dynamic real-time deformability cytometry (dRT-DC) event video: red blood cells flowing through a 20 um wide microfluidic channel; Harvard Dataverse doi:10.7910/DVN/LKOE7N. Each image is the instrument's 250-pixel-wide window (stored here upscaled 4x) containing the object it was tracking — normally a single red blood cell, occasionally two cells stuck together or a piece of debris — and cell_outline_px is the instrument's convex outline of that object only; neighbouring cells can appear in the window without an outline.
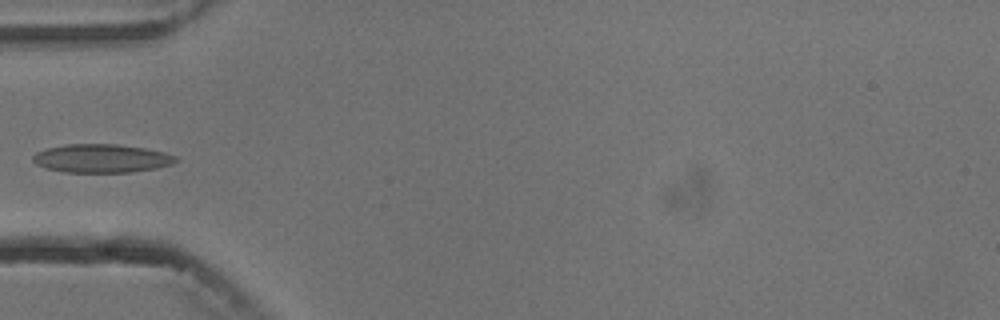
{"species": "common noctule bat (a hibernating species)", "species_latin": "Nyctalus noctula", "temperature_condition": "cold", "stored_images_in_passage": 1, "camera_frame_rate_fps": 3000, "um_per_image_px": 0.085, "animal": {"sex": "male", "body_mass_g": 13.3}, "frame": {"image": 1, "passage_image": 1, "time_ms": 0.0, "image_size_px": [1000, 320], "cell_outline_px": [[180, 160], [172, 164], [156, 168], [128, 172], [64, 172], [44, 168], [36, 164], [32, 160], [32, 156], [36, 152], [48, 148], [68, 144], [116, 144], [144, 148], [164, 152], [176, 156]], "centroid_in_image_um": [8.62, 13.46], "position_along_channel_um": 76.4, "area_um2": 23.7}}